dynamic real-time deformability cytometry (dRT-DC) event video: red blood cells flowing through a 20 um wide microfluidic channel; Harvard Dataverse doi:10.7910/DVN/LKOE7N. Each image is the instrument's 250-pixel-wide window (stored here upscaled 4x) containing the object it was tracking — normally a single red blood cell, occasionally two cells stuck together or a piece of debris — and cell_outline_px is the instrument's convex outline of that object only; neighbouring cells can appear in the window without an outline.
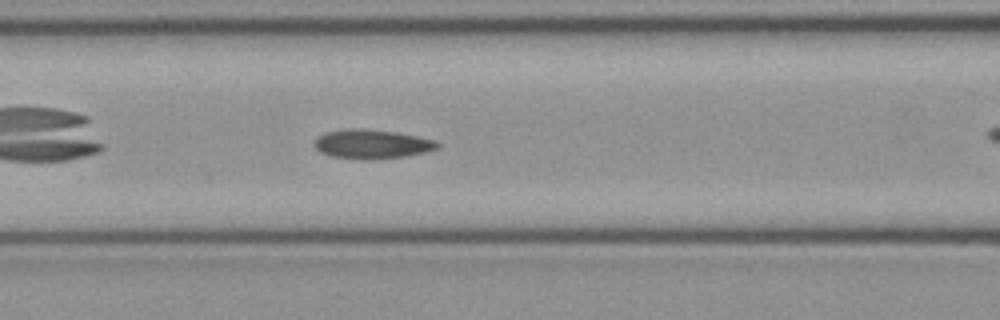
{"species": "common noctule bat (a hibernating species)", "species_latin": "Nyctalus noctula", "temperature_condition": "cold", "stored_images_in_passage": 27, "camera_frame_rate_fps": 3000, "um_per_image_px": 0.085, "animal": {"sex": "female", "body_mass_g": 21.9}, "frame": {"image": 1, "passage_image": 8, "time_ms": 2.333, "image_size_px": [1000, 320], "cell_outline_px": [[440, 148], [408, 156], [372, 160], [364, 160], [332, 156], [320, 152], [312, 144], [324, 132], [348, 128], [364, 128], [396, 132], [436, 140], [440, 144]], "centroid_in_image_um": [31.62, 12.25], "position_along_channel_um": 135.0, "area_um2": 21.15}}